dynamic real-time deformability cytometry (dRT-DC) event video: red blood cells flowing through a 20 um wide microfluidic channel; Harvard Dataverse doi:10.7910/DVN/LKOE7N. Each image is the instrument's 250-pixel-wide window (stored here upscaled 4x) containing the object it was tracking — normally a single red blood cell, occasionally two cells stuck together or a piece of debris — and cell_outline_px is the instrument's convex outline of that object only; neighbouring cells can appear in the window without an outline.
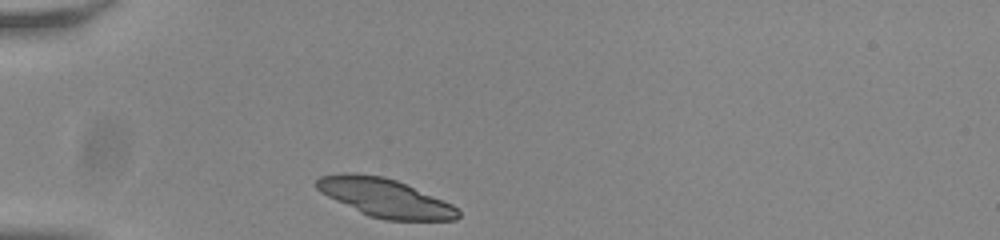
{"species": "common noctule bat (a hibernating species)", "species_latin": "Nyctalus noctula", "temperature_condition": "room temperature", "stored_images_in_passage": 31, "camera_frame_rate_fps": 3000, "um_per_image_px": 0.085, "animal": {"sex": "male", "body_mass_g": 20.0, "forearm_length_mm": 53.3}, "frame": {"image": 1, "passage_image": 1, "time_ms": 0.0, "image_size_px": [1000, 240], "cell_outline_px": [[460, 216], [456, 220], [384, 220], [368, 216], [320, 192], [316, 188], [316, 180], [320, 176], [344, 172], [348, 172], [384, 176], [396, 180], [452, 204], [460, 212]], "centroid_in_image_um": [32.71, 16.81], "position_along_channel_um": 52.3, "area_um2": 31.5}}